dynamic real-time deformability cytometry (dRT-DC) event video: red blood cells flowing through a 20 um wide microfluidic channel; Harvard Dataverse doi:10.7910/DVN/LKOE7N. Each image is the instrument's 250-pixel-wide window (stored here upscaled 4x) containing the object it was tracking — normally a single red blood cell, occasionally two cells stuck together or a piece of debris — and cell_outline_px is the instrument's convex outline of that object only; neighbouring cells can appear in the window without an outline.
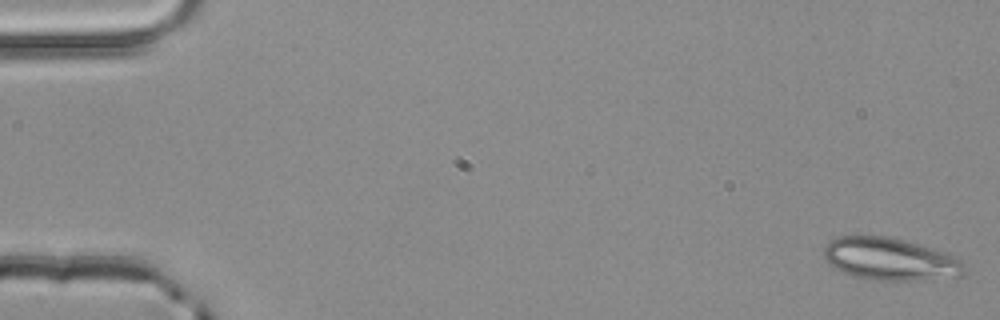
{"species": "common noctule bat (a hibernating species)", "species_latin": "Nyctalus noctula", "temperature_condition": "room temperature", "stored_images_in_passage": 3, "camera_frame_rate_fps": 3000, "um_per_image_px": 0.085, "animal": {"sex": "male", "body_mass_g": 20.4}, "frame": {"image": 1, "passage_image": 1, "time_ms": 0.0, "image_size_px": [1000, 320], "cell_outline_px": [[964, 276], [916, 280], [876, 280], [856, 276], [844, 272], [828, 264], [824, 260], [824, 248], [828, 240], [840, 236], [888, 236], [904, 240], [952, 256], [960, 260], [964, 264]], "centroid_in_image_um": [75.6, 22.02], "position_along_channel_um": 9.4, "area_um2": 34.28}}